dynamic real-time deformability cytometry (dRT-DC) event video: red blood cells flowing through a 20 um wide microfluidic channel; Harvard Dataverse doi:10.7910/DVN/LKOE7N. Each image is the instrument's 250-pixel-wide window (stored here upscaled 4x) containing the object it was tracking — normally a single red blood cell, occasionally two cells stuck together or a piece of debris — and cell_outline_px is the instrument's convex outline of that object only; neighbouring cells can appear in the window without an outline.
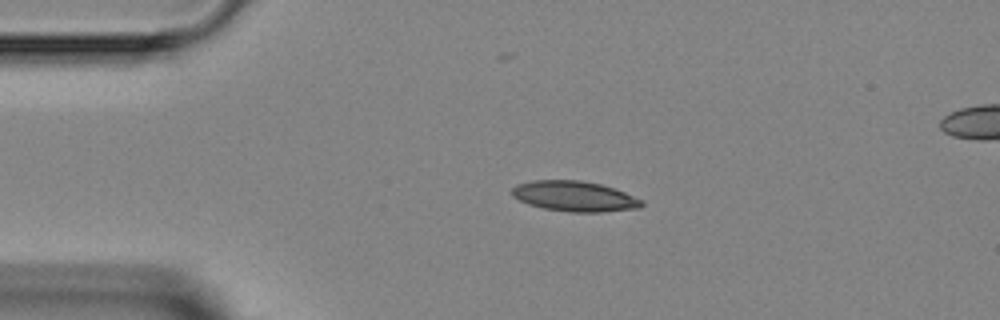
{"species": "Egyptian fruit bat (a non-hibernating species)", "species_latin": "Rousettus aegyptiacus", "temperature_condition": "room temperature", "stored_images_in_passage": 5, "camera_frame_rate_fps": 3000, "um_per_image_px": 0.085, "animal": {"sex": "female"}, "frame": {"image": 1, "passage_image": 3, "time_ms": 2.333, "image_size_px": [1000, 320], "cell_outline_px": [[644, 204], [640, 208], [600, 212], [572, 212], [544, 208], [528, 204], [512, 196], [512, 188], [516, 184], [532, 180], [580, 180], [600, 184], [624, 192], [644, 200]], "centroid_in_image_um": [48.84, 16.68], "position_along_channel_um": 36.2, "area_um2": 22.89}}